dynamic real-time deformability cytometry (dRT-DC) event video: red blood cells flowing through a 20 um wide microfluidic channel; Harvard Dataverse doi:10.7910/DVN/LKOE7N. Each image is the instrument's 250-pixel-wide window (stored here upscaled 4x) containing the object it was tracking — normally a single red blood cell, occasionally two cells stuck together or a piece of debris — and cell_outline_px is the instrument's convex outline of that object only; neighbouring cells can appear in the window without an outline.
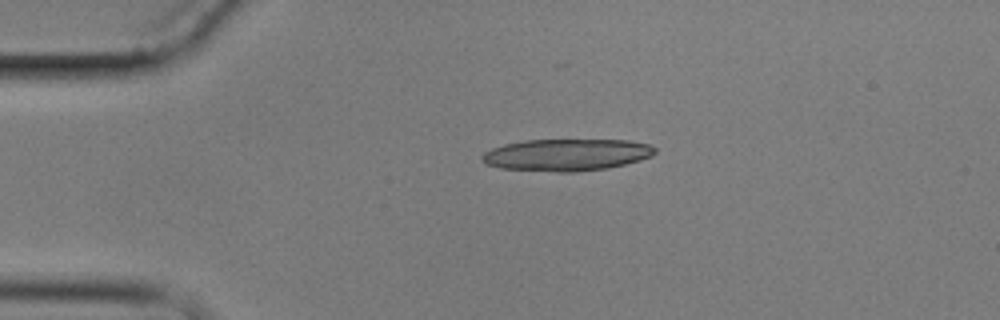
{"species": "common noctule bat (a hibernating species)", "species_latin": "Nyctalus noctula", "temperature_condition": "cold", "stored_images_in_passage": 2, "camera_frame_rate_fps": 3000, "um_per_image_px": 0.085, "animal": {"sex": "male", "body_mass_g": 17.9}, "frame": {"image": 1, "passage_image": 1, "time_ms": 0.0, "image_size_px": [1000, 320], "cell_outline_px": [[656, 152], [652, 156], [640, 160], [608, 168], [576, 172], [556, 172], [500, 168], [484, 164], [480, 160], [480, 156], [484, 152], [492, 148], [504, 144], [524, 140], [628, 140], [652, 144], [656, 148]], "centroid_in_image_um": [48.15, 13.16], "position_along_channel_um": 36.9, "area_um2": 32.54}}